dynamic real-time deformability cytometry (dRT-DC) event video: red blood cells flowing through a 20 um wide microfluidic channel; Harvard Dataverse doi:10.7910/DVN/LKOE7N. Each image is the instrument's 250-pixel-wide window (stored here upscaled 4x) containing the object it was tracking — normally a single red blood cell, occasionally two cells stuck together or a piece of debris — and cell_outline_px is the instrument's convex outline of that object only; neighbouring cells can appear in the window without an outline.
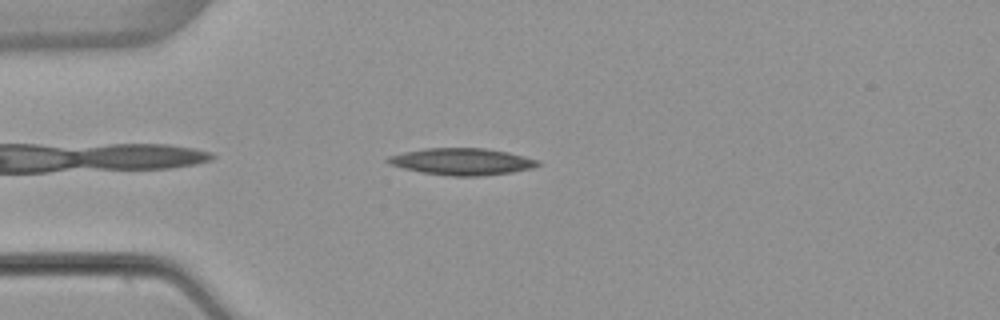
{"species": "common noctule bat (a hibernating species)", "species_latin": "Nyctalus noctula", "temperature_condition": "warm", "stored_images_in_passage": 2, "camera_frame_rate_fps": 3000, "um_per_image_px": 0.085, "animal": {"sex": "female", "body_mass_g": 22.7, "forearm_length_mm": 54.2}, "frame": {"image": 1, "passage_image": 1, "time_ms": 0.0, "image_size_px": [1000, 320], "cell_outline_px": [[540, 164], [532, 168], [512, 172], [480, 176], [452, 176], [420, 172], [388, 164], [384, 160], [388, 156], [404, 152], [424, 148], [484, 148], [508, 152], [540, 160]], "centroid_in_image_um": [39.25, 13.73], "position_along_channel_um": 45.8, "area_um2": 23.47}}